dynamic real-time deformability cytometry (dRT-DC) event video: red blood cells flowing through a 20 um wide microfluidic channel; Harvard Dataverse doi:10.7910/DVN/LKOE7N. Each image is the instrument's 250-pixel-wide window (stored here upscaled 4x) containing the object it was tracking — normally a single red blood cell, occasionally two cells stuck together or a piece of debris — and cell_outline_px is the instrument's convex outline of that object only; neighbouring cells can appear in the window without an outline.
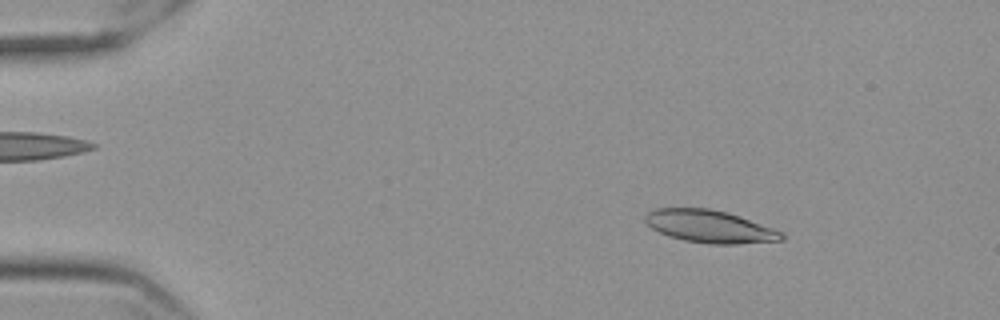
{"species": "Egyptian fruit bat (a non-hibernating species)", "species_latin": "Rousettus aegyptiacus", "temperature_condition": "cold", "stored_images_in_passage": 57, "camera_frame_rate_fps": 3000, "um_per_image_px": 0.085, "frame": {"image": 1, "passage_image": 8, "time_ms": 2.333, "image_size_px": [1000, 320], "cell_outline_px": [[784, 240], [736, 244], [708, 244], [684, 240], [668, 236], [652, 228], [644, 220], [644, 216], [648, 212], [656, 208], [708, 208], [728, 212], [740, 216], [784, 232]], "centroid_in_image_um": [60.34, 19.25], "position_along_channel_um": 24.7, "area_um2": 25.95}}
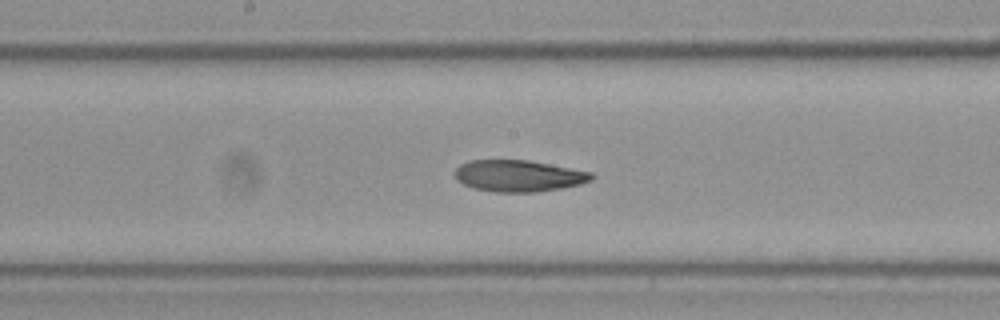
{"frame": {"image": 2, "passage_image": 30, "time_ms": 9.667, "image_size_px": [1000, 320], "cell_outline_px": [[596, 176], [592, 180], [580, 184], [560, 188], [536, 192], [496, 192], [472, 188], [456, 180], [452, 172], [460, 164], [468, 160], [528, 160], [592, 172]], "centroid_in_image_um": [44.04, 14.94], "position_along_channel_um": 204.2, "area_um2": 25.32}}
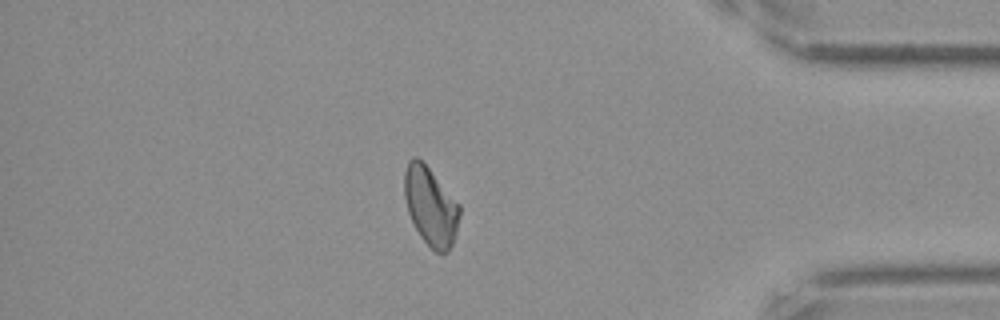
{"frame": {"image": 3, "passage_image": 49, "time_ms": 16.0, "image_size_px": [1000, 320], "cell_outline_px": [[460, 212], [456, 236], [448, 252], [436, 252], [420, 236], [408, 212], [404, 196], [404, 172], [408, 160], [412, 156], [416, 156], [428, 168], [460, 204]], "centroid_in_image_um": [36.6, 17.53], "position_along_channel_um": 398.6, "area_um2": 25.03}, "authors_computed_cell_mechanics": {"area_um2": 25.3742, "velocity_mm_per_s": 3.5479, "shape_relaxation_time_tau1_ms": null, "shape_relaxation_time_tau2_ms": 4.8775, "deformation_change_tau1": null, "deformation_change_tau2": 0.1081}}